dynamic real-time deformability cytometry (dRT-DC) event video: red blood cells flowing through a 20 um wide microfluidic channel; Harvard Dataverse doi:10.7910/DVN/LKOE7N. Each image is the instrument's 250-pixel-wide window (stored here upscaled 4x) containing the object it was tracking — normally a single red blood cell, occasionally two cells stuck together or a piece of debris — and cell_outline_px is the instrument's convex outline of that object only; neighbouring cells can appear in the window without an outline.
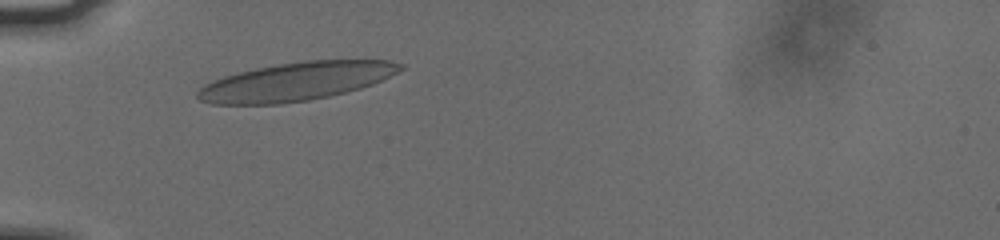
{"species": "human", "species_latin": "Homo sapiens", "temperature_condition": "cold", "stored_images_in_passage": 34, "camera_frame_rate_fps": 3000, "um_per_image_px": 0.085, "donor": {"sex": "male"}, "frame": {"image": 1, "passage_image": 5, "time_ms": 1.333, "image_size_px": [1000, 240], "cell_outline_px": [[404, 68], [372, 84], [360, 88], [328, 96], [308, 100], [280, 104], [212, 104], [200, 100], [196, 96], [196, 92], [204, 84], [212, 80], [224, 76], [256, 68], [304, 60], [388, 60], [404, 64]], "centroid_in_image_um": [25.13, 6.93], "position_along_channel_um": 59.9, "area_um2": 44.85}}
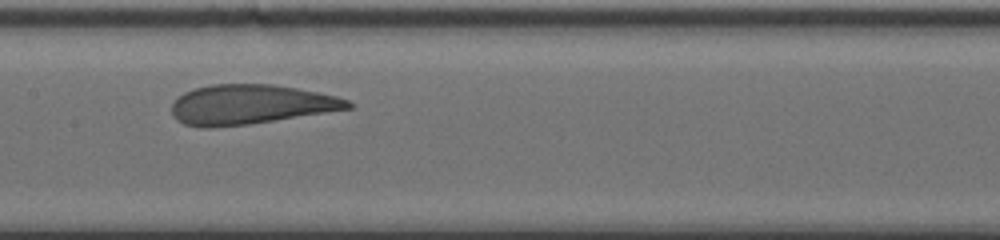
{"frame": {"image": 2, "passage_image": 16, "time_ms": 5.0, "image_size_px": [1000, 240], "cell_outline_px": [[352, 108], [248, 124], [208, 128], [200, 128], [184, 124], [176, 120], [172, 116], [172, 104], [184, 92], [196, 88], [212, 84], [272, 84], [296, 88], [336, 96], [348, 100], [352, 104]], "centroid_in_image_um": [21.24, 8.89], "position_along_channel_um": 186.2, "area_um2": 40.4}}
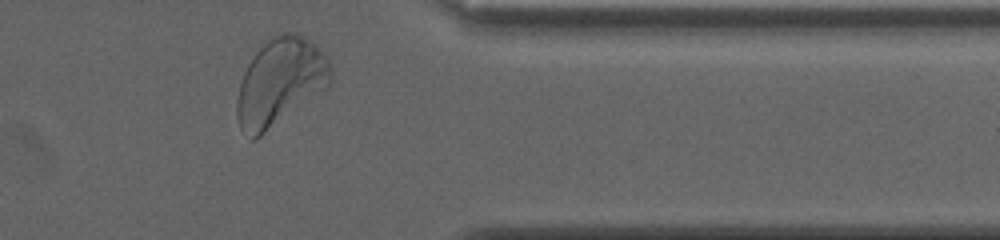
{"frame": {"image": 3, "passage_image": 33, "time_ms": 10.667, "image_size_px": [1000, 240], "cell_outline_px": [[332, 80], [328, 88], [256, 140], [252, 140], [240, 128], [236, 116], [236, 100], [240, 84], [244, 72], [248, 64], [256, 52], [276, 32], [296, 32], [308, 40], [328, 60], [332, 68]], "centroid_in_image_um": [23.81, 7.01], "position_along_channel_um": 387.6, "area_um2": 47.8}, "authors_computed_cell_mechanics": {"area_um2": 41.2403, "velocity_mm_per_s": 3.7125, "shape_relaxation_time_tau1_ms": 4.4246, "shape_relaxation_time_tau2_ms": 0.8357, "deformation_change_tau1": 0.1595, "deformation_change_tau2": 0.0675}}